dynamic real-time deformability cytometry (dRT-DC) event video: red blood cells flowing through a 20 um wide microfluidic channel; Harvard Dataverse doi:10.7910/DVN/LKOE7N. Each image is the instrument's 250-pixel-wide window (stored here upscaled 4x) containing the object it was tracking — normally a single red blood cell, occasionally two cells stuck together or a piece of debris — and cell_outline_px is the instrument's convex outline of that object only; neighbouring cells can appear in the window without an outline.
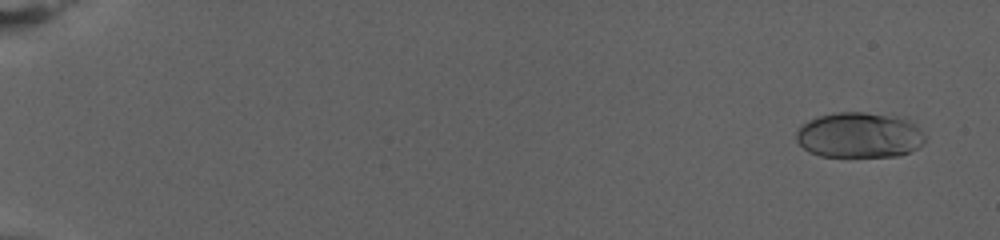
{"species": "human", "species_latin": "Homo sapiens", "temperature_condition": "warm", "stored_images_in_passage": 81, "camera_frame_rate_fps": 3000, "um_per_image_px": 0.085, "donor": {"sex": "female"}, "frame": {"image": 1, "passage_image": 5, "time_ms": 1.333, "image_size_px": [1000, 240], "cell_outline_px": [[928, 136], [924, 144], [908, 152], [896, 156], [820, 156], [808, 152], [796, 140], [796, 132], [800, 124], [816, 116], [840, 112], [864, 112], [896, 116], [908, 120], [916, 124]], "centroid_in_image_um": [73.05, 11.48], "position_along_channel_um": 11.9, "area_um2": 34.51}}
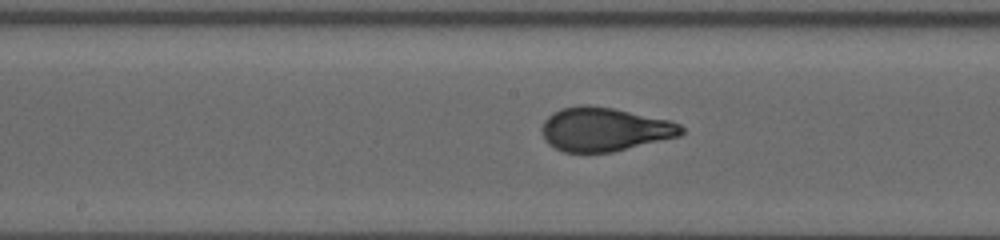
{"frame": {"image": 2, "passage_image": 46, "time_ms": 15.0, "image_size_px": [1000, 240], "cell_outline_px": [[684, 132], [680, 136], [612, 152], [564, 152], [548, 144], [544, 140], [544, 120], [552, 112], [560, 108], [580, 104], [588, 104], [612, 108], [668, 120], [680, 124], [684, 128]], "centroid_in_image_um": [51.38, 10.98], "position_along_channel_um": 196.8, "area_um2": 35.43}}
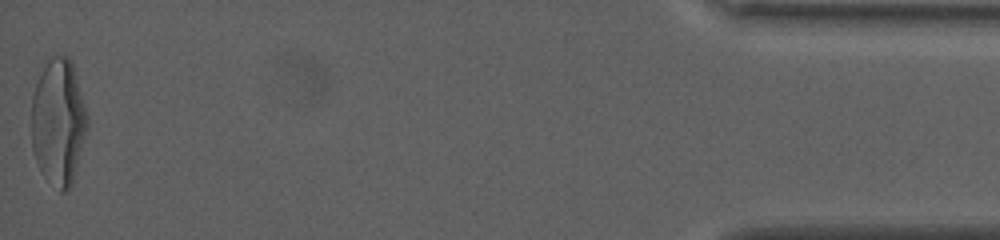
{"frame": {"image": 3, "passage_image": 81, "time_ms": 26.667, "image_size_px": [1000, 240], "cell_outline_px": [[88, 128], [72, 184], [64, 192], [60, 192], [40, 168], [36, 160], [32, 148], [32, 96], [36, 84], [48, 60], [52, 56], [68, 56], [72, 64], [88, 116]], "centroid_in_image_um": [4.98, 10.37], "position_along_channel_um": 430.2, "area_um2": 40.52}, "authors_computed_cell_mechanics": {"area_um2": 34.68, "velocity_mm_per_s": 2.6962, "shape_relaxation_time_tau1_ms": 8.8659, "shape_relaxation_time_tau2_ms": null, "deformation_change_tau1": 0.2798, "deformation_change_tau2": null}}